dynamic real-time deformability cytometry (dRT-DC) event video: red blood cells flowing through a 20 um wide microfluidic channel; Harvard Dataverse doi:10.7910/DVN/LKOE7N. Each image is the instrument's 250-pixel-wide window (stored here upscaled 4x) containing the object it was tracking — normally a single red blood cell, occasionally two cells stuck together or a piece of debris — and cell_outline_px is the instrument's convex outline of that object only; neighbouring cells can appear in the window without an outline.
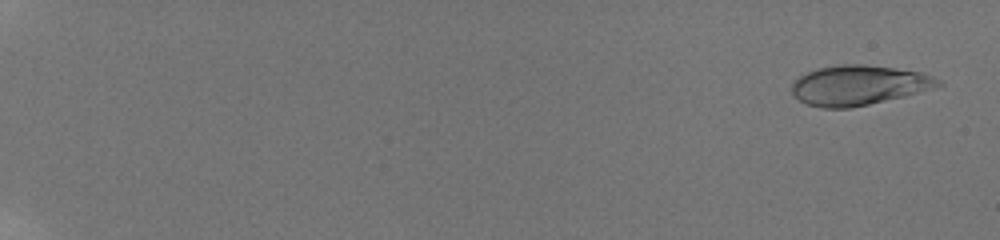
{"species": "human", "species_latin": "Homo sapiens", "temperature_condition": "room temperature", "stored_images_in_passage": 17, "camera_frame_rate_fps": 3000, "um_per_image_px": 0.085, "donor": {"sex": "male"}, "frame": {"image": 1, "passage_image": 2, "time_ms": 0.667, "image_size_px": [1000, 240], "cell_outline_px": [[944, 84], [932, 88], [904, 96], [868, 104], [848, 108], [820, 108], [808, 104], [792, 96], [792, 84], [800, 76], [816, 68], [844, 64], [864, 64], [920, 72], [932, 76], [940, 80]], "centroid_in_image_um": [72.96, 7.24], "position_along_channel_um": 12.0, "area_um2": 33.64}}
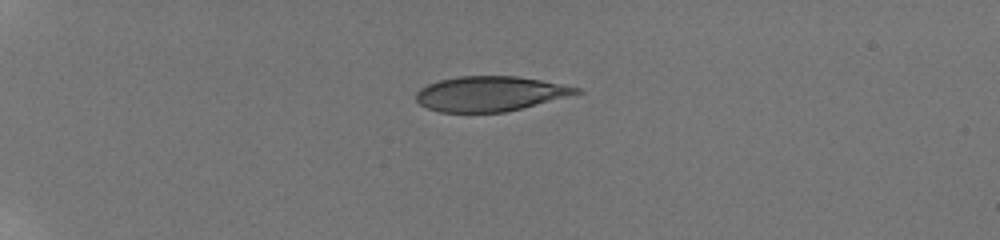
{"frame": {"image": 2, "passage_image": 8, "time_ms": 5.667, "image_size_px": [1000, 240], "cell_outline_px": [[584, 92], [504, 112], [440, 112], [428, 108], [420, 104], [416, 100], [416, 92], [420, 88], [428, 84], [440, 80], [460, 76], [516, 76], [540, 80], [580, 88]], "centroid_in_image_um": [41.62, 7.96], "position_along_channel_um": 43.4, "area_um2": 32.25}}
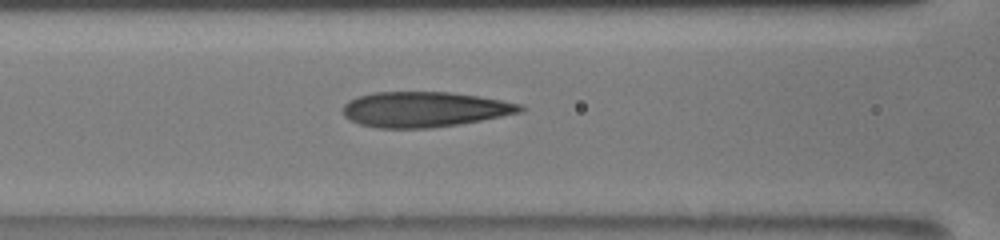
{"frame": {"image": 3, "passage_image": 17, "time_ms": 9.667, "image_size_px": [1000, 240], "cell_outline_px": [[528, 108], [520, 112], [480, 120], [432, 128], [380, 128], [360, 124], [348, 120], [344, 116], [344, 104], [348, 100], [356, 96], [372, 92], [448, 92], [476, 96], [524, 104]], "centroid_in_image_um": [36.04, 9.29], "position_along_channel_um": 130.6, "area_um2": 36.41}}